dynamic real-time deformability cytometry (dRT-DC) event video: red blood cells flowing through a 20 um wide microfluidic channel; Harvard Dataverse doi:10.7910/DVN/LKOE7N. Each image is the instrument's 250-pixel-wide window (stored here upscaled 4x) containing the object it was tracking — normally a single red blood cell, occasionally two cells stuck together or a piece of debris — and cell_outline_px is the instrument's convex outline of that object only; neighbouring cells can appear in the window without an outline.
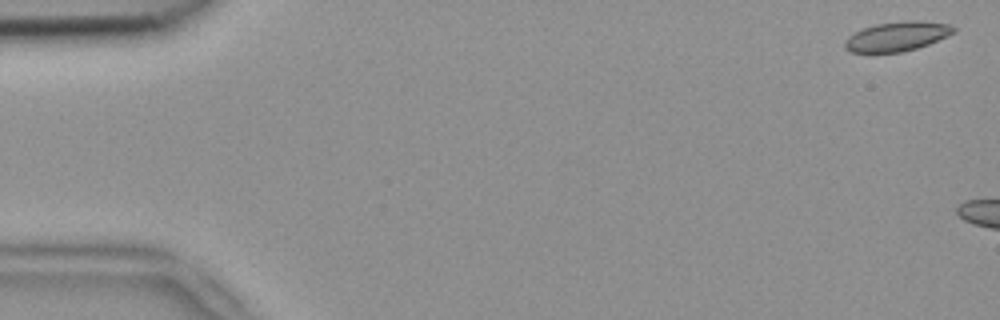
{"species": "common noctule bat (a hibernating species)", "species_latin": "Nyctalus noctula", "temperature_condition": "room temperature", "stored_images_in_passage": 2, "camera_frame_rate_fps": 3000, "um_per_image_px": 0.085, "animal": {"sex": "female", "body_mass_g": 18.4}, "frame": {"image": 1, "passage_image": 1, "time_ms": 0.0, "image_size_px": [1000, 320], "cell_outline_px": [[956, 32], [928, 44], [916, 48], [900, 52], [848, 52], [844, 48], [844, 40], [848, 36], [864, 28], [876, 24], [908, 20], [916, 20], [948, 24], [956, 28]], "centroid_in_image_um": [76.23, 3.09], "position_along_channel_um": 8.8, "area_um2": 18.55}}